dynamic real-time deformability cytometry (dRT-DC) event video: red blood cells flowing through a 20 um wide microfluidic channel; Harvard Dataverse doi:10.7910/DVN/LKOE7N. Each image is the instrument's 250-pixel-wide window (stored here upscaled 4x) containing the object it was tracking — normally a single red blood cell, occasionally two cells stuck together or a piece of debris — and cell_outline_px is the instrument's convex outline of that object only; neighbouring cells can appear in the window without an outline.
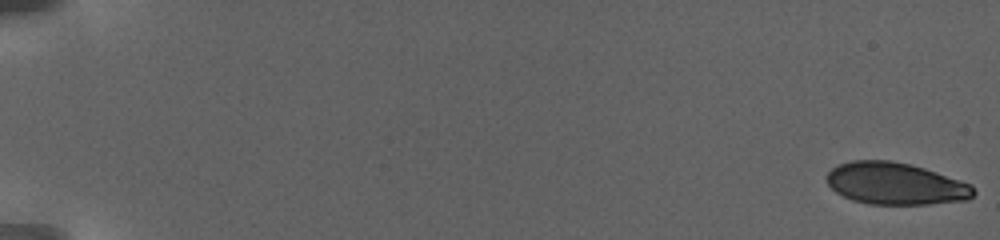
{"species": "human", "species_latin": "Homo sapiens", "temperature_condition": "warm", "stored_images_in_passage": 54, "camera_frame_rate_fps": 3000, "um_per_image_px": 0.085, "donor": {"sex": "female"}, "frame": {"image": 1, "passage_image": 1, "time_ms": 0.0, "image_size_px": [1000, 240], "cell_outline_px": [[976, 192], [968, 200], [928, 204], [868, 204], [852, 200], [836, 192], [828, 184], [828, 172], [832, 168], [840, 164], [852, 160], [888, 160], [908, 164], [924, 168], [972, 184]], "centroid_in_image_um": [76.14, 15.61], "position_along_channel_um": 8.9, "area_um2": 35.78}}
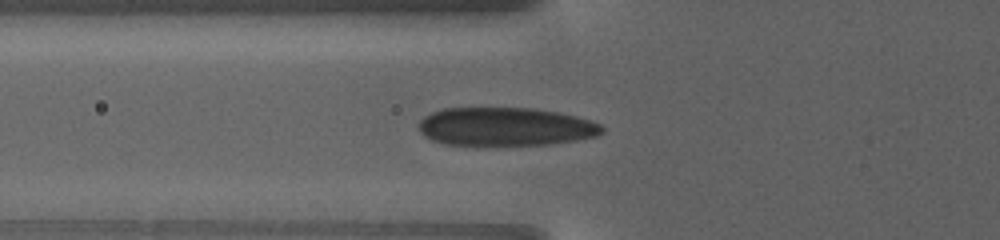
{"frame": {"image": 2, "passage_image": 20, "time_ms": 9.667, "image_size_px": [1000, 240], "cell_outline_px": [[604, 132], [596, 136], [576, 140], [548, 144], [476, 148], [444, 144], [432, 140], [424, 136], [420, 132], [420, 120], [424, 116], [432, 112], [444, 108], [536, 108], [560, 112], [576, 116], [600, 124], [604, 128]], "centroid_in_image_um": [42.92, 10.8], "position_along_channel_um": 82.9, "area_um2": 42.25}}
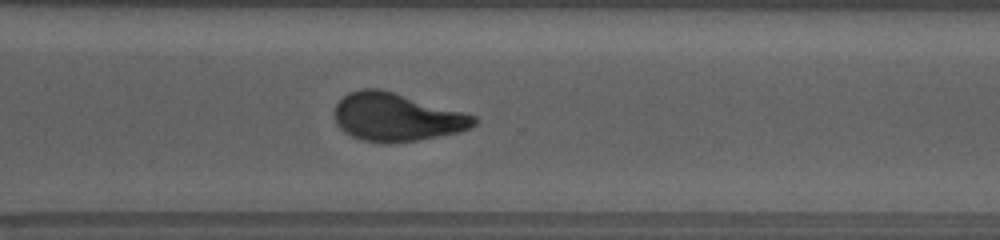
{"frame": {"image": 3, "passage_image": 39, "time_ms": 18.667, "image_size_px": [1000, 240], "cell_outline_px": [[476, 124], [460, 132], [416, 140], [384, 144], [360, 140], [344, 132], [336, 124], [332, 112], [336, 104], [348, 92], [360, 88], [380, 88], [464, 112], [476, 116]], "centroid_in_image_um": [33.65, 9.96], "position_along_channel_um": 337.0, "area_um2": 39.3}}